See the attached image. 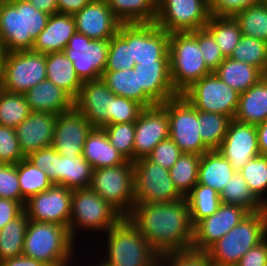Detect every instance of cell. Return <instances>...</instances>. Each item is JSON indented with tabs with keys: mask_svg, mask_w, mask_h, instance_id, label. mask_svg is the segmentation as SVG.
I'll return each mask as SVG.
<instances>
[{
	"mask_svg": "<svg viewBox=\"0 0 267 266\" xmlns=\"http://www.w3.org/2000/svg\"><path fill=\"white\" fill-rule=\"evenodd\" d=\"M214 73L240 94L266 76L259 68L231 58H225Z\"/></svg>",
	"mask_w": 267,
	"mask_h": 266,
	"instance_id": "33",
	"label": "cell"
},
{
	"mask_svg": "<svg viewBox=\"0 0 267 266\" xmlns=\"http://www.w3.org/2000/svg\"><path fill=\"white\" fill-rule=\"evenodd\" d=\"M122 218L115 208L90 187L73 190L69 233L75 242L78 240L77 233L89 230L90 234L92 231L104 234Z\"/></svg>",
	"mask_w": 267,
	"mask_h": 266,
	"instance_id": "7",
	"label": "cell"
},
{
	"mask_svg": "<svg viewBox=\"0 0 267 266\" xmlns=\"http://www.w3.org/2000/svg\"><path fill=\"white\" fill-rule=\"evenodd\" d=\"M49 17L27 0H1L0 39L7 52L31 50Z\"/></svg>",
	"mask_w": 267,
	"mask_h": 266,
	"instance_id": "2",
	"label": "cell"
},
{
	"mask_svg": "<svg viewBox=\"0 0 267 266\" xmlns=\"http://www.w3.org/2000/svg\"><path fill=\"white\" fill-rule=\"evenodd\" d=\"M30 113L24 94L0 88V125L16 128Z\"/></svg>",
	"mask_w": 267,
	"mask_h": 266,
	"instance_id": "44",
	"label": "cell"
},
{
	"mask_svg": "<svg viewBox=\"0 0 267 266\" xmlns=\"http://www.w3.org/2000/svg\"><path fill=\"white\" fill-rule=\"evenodd\" d=\"M198 40L200 51L202 52V57L204 59L207 68L214 72L219 64L225 59L221 49L212 33L206 28H199L195 31H191Z\"/></svg>",
	"mask_w": 267,
	"mask_h": 266,
	"instance_id": "48",
	"label": "cell"
},
{
	"mask_svg": "<svg viewBox=\"0 0 267 266\" xmlns=\"http://www.w3.org/2000/svg\"><path fill=\"white\" fill-rule=\"evenodd\" d=\"M134 69L138 70L139 89H143L156 104L179 95L171 82L169 60L135 64Z\"/></svg>",
	"mask_w": 267,
	"mask_h": 266,
	"instance_id": "25",
	"label": "cell"
},
{
	"mask_svg": "<svg viewBox=\"0 0 267 266\" xmlns=\"http://www.w3.org/2000/svg\"><path fill=\"white\" fill-rule=\"evenodd\" d=\"M195 109L234 118L240 93L214 72L193 83L181 94Z\"/></svg>",
	"mask_w": 267,
	"mask_h": 266,
	"instance_id": "13",
	"label": "cell"
},
{
	"mask_svg": "<svg viewBox=\"0 0 267 266\" xmlns=\"http://www.w3.org/2000/svg\"><path fill=\"white\" fill-rule=\"evenodd\" d=\"M261 0H208L209 11L215 16H234L238 11L256 5Z\"/></svg>",
	"mask_w": 267,
	"mask_h": 266,
	"instance_id": "54",
	"label": "cell"
},
{
	"mask_svg": "<svg viewBox=\"0 0 267 266\" xmlns=\"http://www.w3.org/2000/svg\"><path fill=\"white\" fill-rule=\"evenodd\" d=\"M24 158L15 128L0 125V164H17Z\"/></svg>",
	"mask_w": 267,
	"mask_h": 266,
	"instance_id": "50",
	"label": "cell"
},
{
	"mask_svg": "<svg viewBox=\"0 0 267 266\" xmlns=\"http://www.w3.org/2000/svg\"><path fill=\"white\" fill-rule=\"evenodd\" d=\"M135 64L131 53V24H121L118 32L109 40L104 71L133 69Z\"/></svg>",
	"mask_w": 267,
	"mask_h": 266,
	"instance_id": "35",
	"label": "cell"
},
{
	"mask_svg": "<svg viewBox=\"0 0 267 266\" xmlns=\"http://www.w3.org/2000/svg\"><path fill=\"white\" fill-rule=\"evenodd\" d=\"M31 3L37 10L45 12L49 15L58 13L57 10V0H27Z\"/></svg>",
	"mask_w": 267,
	"mask_h": 266,
	"instance_id": "59",
	"label": "cell"
},
{
	"mask_svg": "<svg viewBox=\"0 0 267 266\" xmlns=\"http://www.w3.org/2000/svg\"><path fill=\"white\" fill-rule=\"evenodd\" d=\"M83 157L93 169L117 166L127 161L110 143L103 127H93L89 132L84 143Z\"/></svg>",
	"mask_w": 267,
	"mask_h": 266,
	"instance_id": "28",
	"label": "cell"
},
{
	"mask_svg": "<svg viewBox=\"0 0 267 266\" xmlns=\"http://www.w3.org/2000/svg\"><path fill=\"white\" fill-rule=\"evenodd\" d=\"M57 115L54 113L31 112L15 128L16 137L25 157L52 145Z\"/></svg>",
	"mask_w": 267,
	"mask_h": 266,
	"instance_id": "24",
	"label": "cell"
},
{
	"mask_svg": "<svg viewBox=\"0 0 267 266\" xmlns=\"http://www.w3.org/2000/svg\"><path fill=\"white\" fill-rule=\"evenodd\" d=\"M249 212L241 206L221 203L211 216L200 220L194 226L191 249L205 252L215 242L238 225Z\"/></svg>",
	"mask_w": 267,
	"mask_h": 266,
	"instance_id": "17",
	"label": "cell"
},
{
	"mask_svg": "<svg viewBox=\"0 0 267 266\" xmlns=\"http://www.w3.org/2000/svg\"><path fill=\"white\" fill-rule=\"evenodd\" d=\"M267 237V207L248 213L241 222L205 252L213 266H236L240 259Z\"/></svg>",
	"mask_w": 267,
	"mask_h": 266,
	"instance_id": "5",
	"label": "cell"
},
{
	"mask_svg": "<svg viewBox=\"0 0 267 266\" xmlns=\"http://www.w3.org/2000/svg\"><path fill=\"white\" fill-rule=\"evenodd\" d=\"M201 155L182 153L169 169L170 177L177 191L186 197L197 184Z\"/></svg>",
	"mask_w": 267,
	"mask_h": 266,
	"instance_id": "42",
	"label": "cell"
},
{
	"mask_svg": "<svg viewBox=\"0 0 267 266\" xmlns=\"http://www.w3.org/2000/svg\"><path fill=\"white\" fill-rule=\"evenodd\" d=\"M0 198L21 203L17 164H0Z\"/></svg>",
	"mask_w": 267,
	"mask_h": 266,
	"instance_id": "52",
	"label": "cell"
},
{
	"mask_svg": "<svg viewBox=\"0 0 267 266\" xmlns=\"http://www.w3.org/2000/svg\"><path fill=\"white\" fill-rule=\"evenodd\" d=\"M168 137L167 110L161 104L143 108L135 121L134 161L147 157L159 142Z\"/></svg>",
	"mask_w": 267,
	"mask_h": 266,
	"instance_id": "20",
	"label": "cell"
},
{
	"mask_svg": "<svg viewBox=\"0 0 267 266\" xmlns=\"http://www.w3.org/2000/svg\"><path fill=\"white\" fill-rule=\"evenodd\" d=\"M181 149L170 138L159 142L147 158L165 169H170L182 155Z\"/></svg>",
	"mask_w": 267,
	"mask_h": 266,
	"instance_id": "53",
	"label": "cell"
},
{
	"mask_svg": "<svg viewBox=\"0 0 267 266\" xmlns=\"http://www.w3.org/2000/svg\"><path fill=\"white\" fill-rule=\"evenodd\" d=\"M6 55H7V49L5 48L4 43L0 39V76L2 74V70H3V67H4V62H5Z\"/></svg>",
	"mask_w": 267,
	"mask_h": 266,
	"instance_id": "61",
	"label": "cell"
},
{
	"mask_svg": "<svg viewBox=\"0 0 267 266\" xmlns=\"http://www.w3.org/2000/svg\"><path fill=\"white\" fill-rule=\"evenodd\" d=\"M92 0H57L58 13L74 15L87 6Z\"/></svg>",
	"mask_w": 267,
	"mask_h": 266,
	"instance_id": "57",
	"label": "cell"
},
{
	"mask_svg": "<svg viewBox=\"0 0 267 266\" xmlns=\"http://www.w3.org/2000/svg\"><path fill=\"white\" fill-rule=\"evenodd\" d=\"M169 119V137L183 153L202 155L209 149L203 144L199 127L198 110L182 95L161 104Z\"/></svg>",
	"mask_w": 267,
	"mask_h": 266,
	"instance_id": "12",
	"label": "cell"
},
{
	"mask_svg": "<svg viewBox=\"0 0 267 266\" xmlns=\"http://www.w3.org/2000/svg\"><path fill=\"white\" fill-rule=\"evenodd\" d=\"M101 79L115 95L135 100L144 108L157 105L143 89H139V74L134 68L104 71Z\"/></svg>",
	"mask_w": 267,
	"mask_h": 266,
	"instance_id": "32",
	"label": "cell"
},
{
	"mask_svg": "<svg viewBox=\"0 0 267 266\" xmlns=\"http://www.w3.org/2000/svg\"><path fill=\"white\" fill-rule=\"evenodd\" d=\"M263 3L267 4V0H261Z\"/></svg>",
	"mask_w": 267,
	"mask_h": 266,
	"instance_id": "64",
	"label": "cell"
},
{
	"mask_svg": "<svg viewBox=\"0 0 267 266\" xmlns=\"http://www.w3.org/2000/svg\"><path fill=\"white\" fill-rule=\"evenodd\" d=\"M131 53L136 64L169 60V33L155 22L131 24Z\"/></svg>",
	"mask_w": 267,
	"mask_h": 266,
	"instance_id": "21",
	"label": "cell"
},
{
	"mask_svg": "<svg viewBox=\"0 0 267 266\" xmlns=\"http://www.w3.org/2000/svg\"><path fill=\"white\" fill-rule=\"evenodd\" d=\"M230 58L250 64L267 74V42L242 35Z\"/></svg>",
	"mask_w": 267,
	"mask_h": 266,
	"instance_id": "46",
	"label": "cell"
},
{
	"mask_svg": "<svg viewBox=\"0 0 267 266\" xmlns=\"http://www.w3.org/2000/svg\"><path fill=\"white\" fill-rule=\"evenodd\" d=\"M233 119L255 126L267 119V75L240 94Z\"/></svg>",
	"mask_w": 267,
	"mask_h": 266,
	"instance_id": "29",
	"label": "cell"
},
{
	"mask_svg": "<svg viewBox=\"0 0 267 266\" xmlns=\"http://www.w3.org/2000/svg\"><path fill=\"white\" fill-rule=\"evenodd\" d=\"M239 172L253 195L267 207V156L252 158Z\"/></svg>",
	"mask_w": 267,
	"mask_h": 266,
	"instance_id": "45",
	"label": "cell"
},
{
	"mask_svg": "<svg viewBox=\"0 0 267 266\" xmlns=\"http://www.w3.org/2000/svg\"><path fill=\"white\" fill-rule=\"evenodd\" d=\"M260 155L267 156V119L256 126Z\"/></svg>",
	"mask_w": 267,
	"mask_h": 266,
	"instance_id": "60",
	"label": "cell"
},
{
	"mask_svg": "<svg viewBox=\"0 0 267 266\" xmlns=\"http://www.w3.org/2000/svg\"><path fill=\"white\" fill-rule=\"evenodd\" d=\"M24 211V206L12 199L0 198V230Z\"/></svg>",
	"mask_w": 267,
	"mask_h": 266,
	"instance_id": "56",
	"label": "cell"
},
{
	"mask_svg": "<svg viewBox=\"0 0 267 266\" xmlns=\"http://www.w3.org/2000/svg\"><path fill=\"white\" fill-rule=\"evenodd\" d=\"M143 106L135 100L116 95L112 99L109 125L135 122L143 110Z\"/></svg>",
	"mask_w": 267,
	"mask_h": 266,
	"instance_id": "49",
	"label": "cell"
},
{
	"mask_svg": "<svg viewBox=\"0 0 267 266\" xmlns=\"http://www.w3.org/2000/svg\"><path fill=\"white\" fill-rule=\"evenodd\" d=\"M221 203L238 205L249 213L258 212L266 207L253 195L240 172H235L219 193Z\"/></svg>",
	"mask_w": 267,
	"mask_h": 266,
	"instance_id": "38",
	"label": "cell"
},
{
	"mask_svg": "<svg viewBox=\"0 0 267 266\" xmlns=\"http://www.w3.org/2000/svg\"><path fill=\"white\" fill-rule=\"evenodd\" d=\"M236 266H267V237L252 247Z\"/></svg>",
	"mask_w": 267,
	"mask_h": 266,
	"instance_id": "55",
	"label": "cell"
},
{
	"mask_svg": "<svg viewBox=\"0 0 267 266\" xmlns=\"http://www.w3.org/2000/svg\"><path fill=\"white\" fill-rule=\"evenodd\" d=\"M73 190L53 184L48 190L30 197L24 205L29 220L54 223L69 229Z\"/></svg>",
	"mask_w": 267,
	"mask_h": 266,
	"instance_id": "16",
	"label": "cell"
},
{
	"mask_svg": "<svg viewBox=\"0 0 267 266\" xmlns=\"http://www.w3.org/2000/svg\"><path fill=\"white\" fill-rule=\"evenodd\" d=\"M133 161L124 164L93 169L90 188L127 217L135 204Z\"/></svg>",
	"mask_w": 267,
	"mask_h": 266,
	"instance_id": "9",
	"label": "cell"
},
{
	"mask_svg": "<svg viewBox=\"0 0 267 266\" xmlns=\"http://www.w3.org/2000/svg\"><path fill=\"white\" fill-rule=\"evenodd\" d=\"M108 51L109 40L91 39L76 31L63 52L72 61L75 73L83 83L101 78Z\"/></svg>",
	"mask_w": 267,
	"mask_h": 266,
	"instance_id": "15",
	"label": "cell"
},
{
	"mask_svg": "<svg viewBox=\"0 0 267 266\" xmlns=\"http://www.w3.org/2000/svg\"><path fill=\"white\" fill-rule=\"evenodd\" d=\"M29 219L25 211L0 230V261L21 256Z\"/></svg>",
	"mask_w": 267,
	"mask_h": 266,
	"instance_id": "37",
	"label": "cell"
},
{
	"mask_svg": "<svg viewBox=\"0 0 267 266\" xmlns=\"http://www.w3.org/2000/svg\"><path fill=\"white\" fill-rule=\"evenodd\" d=\"M76 31L73 15L62 13L52 14L45 28L34 40L31 50L42 54L62 52Z\"/></svg>",
	"mask_w": 267,
	"mask_h": 266,
	"instance_id": "26",
	"label": "cell"
},
{
	"mask_svg": "<svg viewBox=\"0 0 267 266\" xmlns=\"http://www.w3.org/2000/svg\"><path fill=\"white\" fill-rule=\"evenodd\" d=\"M235 172L218 150H209L201 155L197 184L211 187L220 193Z\"/></svg>",
	"mask_w": 267,
	"mask_h": 266,
	"instance_id": "30",
	"label": "cell"
},
{
	"mask_svg": "<svg viewBox=\"0 0 267 266\" xmlns=\"http://www.w3.org/2000/svg\"><path fill=\"white\" fill-rule=\"evenodd\" d=\"M110 143L128 161H134L135 122L103 126Z\"/></svg>",
	"mask_w": 267,
	"mask_h": 266,
	"instance_id": "47",
	"label": "cell"
},
{
	"mask_svg": "<svg viewBox=\"0 0 267 266\" xmlns=\"http://www.w3.org/2000/svg\"><path fill=\"white\" fill-rule=\"evenodd\" d=\"M0 266H46L40 261L24 255L0 261Z\"/></svg>",
	"mask_w": 267,
	"mask_h": 266,
	"instance_id": "58",
	"label": "cell"
},
{
	"mask_svg": "<svg viewBox=\"0 0 267 266\" xmlns=\"http://www.w3.org/2000/svg\"><path fill=\"white\" fill-rule=\"evenodd\" d=\"M210 17L208 0H157L155 23L167 33L195 31Z\"/></svg>",
	"mask_w": 267,
	"mask_h": 266,
	"instance_id": "14",
	"label": "cell"
},
{
	"mask_svg": "<svg viewBox=\"0 0 267 266\" xmlns=\"http://www.w3.org/2000/svg\"><path fill=\"white\" fill-rule=\"evenodd\" d=\"M115 96L101 78L83 82L74 100V107L94 127H103L109 125V113Z\"/></svg>",
	"mask_w": 267,
	"mask_h": 266,
	"instance_id": "22",
	"label": "cell"
},
{
	"mask_svg": "<svg viewBox=\"0 0 267 266\" xmlns=\"http://www.w3.org/2000/svg\"><path fill=\"white\" fill-rule=\"evenodd\" d=\"M46 80V54L32 50L7 52L0 88L24 94Z\"/></svg>",
	"mask_w": 267,
	"mask_h": 266,
	"instance_id": "10",
	"label": "cell"
},
{
	"mask_svg": "<svg viewBox=\"0 0 267 266\" xmlns=\"http://www.w3.org/2000/svg\"><path fill=\"white\" fill-rule=\"evenodd\" d=\"M127 218L160 256L191 250L194 226L186 197L169 203H135Z\"/></svg>",
	"mask_w": 267,
	"mask_h": 266,
	"instance_id": "1",
	"label": "cell"
},
{
	"mask_svg": "<svg viewBox=\"0 0 267 266\" xmlns=\"http://www.w3.org/2000/svg\"><path fill=\"white\" fill-rule=\"evenodd\" d=\"M73 17L77 32L95 40H110L122 24L115 17L106 0H92Z\"/></svg>",
	"mask_w": 267,
	"mask_h": 266,
	"instance_id": "23",
	"label": "cell"
},
{
	"mask_svg": "<svg viewBox=\"0 0 267 266\" xmlns=\"http://www.w3.org/2000/svg\"><path fill=\"white\" fill-rule=\"evenodd\" d=\"M134 199L136 204L169 203L183 198L177 191L168 169L147 157L133 161Z\"/></svg>",
	"mask_w": 267,
	"mask_h": 266,
	"instance_id": "11",
	"label": "cell"
},
{
	"mask_svg": "<svg viewBox=\"0 0 267 266\" xmlns=\"http://www.w3.org/2000/svg\"><path fill=\"white\" fill-rule=\"evenodd\" d=\"M105 257L109 266H159L160 255L151 247L139 230L123 217L106 233ZM107 251V252H106Z\"/></svg>",
	"mask_w": 267,
	"mask_h": 266,
	"instance_id": "4",
	"label": "cell"
},
{
	"mask_svg": "<svg viewBox=\"0 0 267 266\" xmlns=\"http://www.w3.org/2000/svg\"><path fill=\"white\" fill-rule=\"evenodd\" d=\"M17 173L21 190V204L32 196L48 190L53 184L47 174L38 167H35L26 158L17 163Z\"/></svg>",
	"mask_w": 267,
	"mask_h": 266,
	"instance_id": "40",
	"label": "cell"
},
{
	"mask_svg": "<svg viewBox=\"0 0 267 266\" xmlns=\"http://www.w3.org/2000/svg\"><path fill=\"white\" fill-rule=\"evenodd\" d=\"M198 40L191 32L169 33V63L171 82L181 95L193 83L212 72L205 65Z\"/></svg>",
	"mask_w": 267,
	"mask_h": 266,
	"instance_id": "6",
	"label": "cell"
},
{
	"mask_svg": "<svg viewBox=\"0 0 267 266\" xmlns=\"http://www.w3.org/2000/svg\"><path fill=\"white\" fill-rule=\"evenodd\" d=\"M159 266H213L203 251L185 250L160 256Z\"/></svg>",
	"mask_w": 267,
	"mask_h": 266,
	"instance_id": "51",
	"label": "cell"
},
{
	"mask_svg": "<svg viewBox=\"0 0 267 266\" xmlns=\"http://www.w3.org/2000/svg\"><path fill=\"white\" fill-rule=\"evenodd\" d=\"M234 19L239 23L242 35L267 42V4H258L238 11Z\"/></svg>",
	"mask_w": 267,
	"mask_h": 266,
	"instance_id": "43",
	"label": "cell"
},
{
	"mask_svg": "<svg viewBox=\"0 0 267 266\" xmlns=\"http://www.w3.org/2000/svg\"><path fill=\"white\" fill-rule=\"evenodd\" d=\"M24 96L31 112L59 115L74 107V100L64 90L47 79L26 91Z\"/></svg>",
	"mask_w": 267,
	"mask_h": 266,
	"instance_id": "27",
	"label": "cell"
},
{
	"mask_svg": "<svg viewBox=\"0 0 267 266\" xmlns=\"http://www.w3.org/2000/svg\"><path fill=\"white\" fill-rule=\"evenodd\" d=\"M101 260V261H100ZM100 264H99V263ZM97 262V264L95 265V266H109V265H107L103 260H102V258L101 259H99V261Z\"/></svg>",
	"mask_w": 267,
	"mask_h": 266,
	"instance_id": "62",
	"label": "cell"
},
{
	"mask_svg": "<svg viewBox=\"0 0 267 266\" xmlns=\"http://www.w3.org/2000/svg\"><path fill=\"white\" fill-rule=\"evenodd\" d=\"M75 244L67 227L29 220L22 255L40 261L46 266L74 264V258L77 256L75 249L80 247H75Z\"/></svg>",
	"mask_w": 267,
	"mask_h": 266,
	"instance_id": "3",
	"label": "cell"
},
{
	"mask_svg": "<svg viewBox=\"0 0 267 266\" xmlns=\"http://www.w3.org/2000/svg\"><path fill=\"white\" fill-rule=\"evenodd\" d=\"M217 150L239 172L252 158L260 155L256 126L232 119Z\"/></svg>",
	"mask_w": 267,
	"mask_h": 266,
	"instance_id": "19",
	"label": "cell"
},
{
	"mask_svg": "<svg viewBox=\"0 0 267 266\" xmlns=\"http://www.w3.org/2000/svg\"><path fill=\"white\" fill-rule=\"evenodd\" d=\"M93 125L75 107L57 115L52 147L61 155L71 158L83 155V148Z\"/></svg>",
	"mask_w": 267,
	"mask_h": 266,
	"instance_id": "18",
	"label": "cell"
},
{
	"mask_svg": "<svg viewBox=\"0 0 267 266\" xmlns=\"http://www.w3.org/2000/svg\"><path fill=\"white\" fill-rule=\"evenodd\" d=\"M46 79L64 90L73 100L82 86L72 61L63 51L46 54Z\"/></svg>",
	"mask_w": 267,
	"mask_h": 266,
	"instance_id": "31",
	"label": "cell"
},
{
	"mask_svg": "<svg viewBox=\"0 0 267 266\" xmlns=\"http://www.w3.org/2000/svg\"><path fill=\"white\" fill-rule=\"evenodd\" d=\"M214 36L225 58H230L242 38L239 23L232 16L211 15L205 26Z\"/></svg>",
	"mask_w": 267,
	"mask_h": 266,
	"instance_id": "36",
	"label": "cell"
},
{
	"mask_svg": "<svg viewBox=\"0 0 267 266\" xmlns=\"http://www.w3.org/2000/svg\"><path fill=\"white\" fill-rule=\"evenodd\" d=\"M72 263H65V264H58V265H54V266H72Z\"/></svg>",
	"mask_w": 267,
	"mask_h": 266,
	"instance_id": "63",
	"label": "cell"
},
{
	"mask_svg": "<svg viewBox=\"0 0 267 266\" xmlns=\"http://www.w3.org/2000/svg\"><path fill=\"white\" fill-rule=\"evenodd\" d=\"M199 133L209 150H217L223 142L232 119L223 114L198 110Z\"/></svg>",
	"mask_w": 267,
	"mask_h": 266,
	"instance_id": "41",
	"label": "cell"
},
{
	"mask_svg": "<svg viewBox=\"0 0 267 266\" xmlns=\"http://www.w3.org/2000/svg\"><path fill=\"white\" fill-rule=\"evenodd\" d=\"M26 159L45 172L52 184L71 190L90 186L93 168L83 155L68 158L50 146L29 154Z\"/></svg>",
	"mask_w": 267,
	"mask_h": 266,
	"instance_id": "8",
	"label": "cell"
},
{
	"mask_svg": "<svg viewBox=\"0 0 267 266\" xmlns=\"http://www.w3.org/2000/svg\"><path fill=\"white\" fill-rule=\"evenodd\" d=\"M106 2L122 24L156 21L157 0H106Z\"/></svg>",
	"mask_w": 267,
	"mask_h": 266,
	"instance_id": "34",
	"label": "cell"
},
{
	"mask_svg": "<svg viewBox=\"0 0 267 266\" xmlns=\"http://www.w3.org/2000/svg\"><path fill=\"white\" fill-rule=\"evenodd\" d=\"M186 200L193 226L215 213L221 204L219 192L202 184H196L186 196Z\"/></svg>",
	"mask_w": 267,
	"mask_h": 266,
	"instance_id": "39",
	"label": "cell"
}]
</instances>
